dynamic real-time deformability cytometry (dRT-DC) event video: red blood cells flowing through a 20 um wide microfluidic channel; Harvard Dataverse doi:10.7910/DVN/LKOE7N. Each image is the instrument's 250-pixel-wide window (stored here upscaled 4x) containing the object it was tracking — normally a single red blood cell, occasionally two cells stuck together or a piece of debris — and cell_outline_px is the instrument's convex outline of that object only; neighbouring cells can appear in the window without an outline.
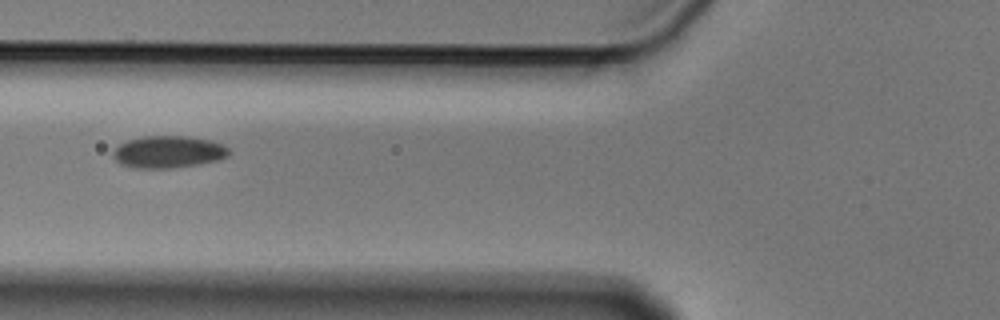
{"species": "Egyptian fruit bat (a non-hibernating species)", "species_latin": "Rousettus aegyptiacus", "temperature_condition": "cold", "stored_images_in_passage": 4, "camera_frame_rate_fps": 3000, "um_per_image_px": 0.085, "animal": {"sex": "male"}, "frame": {"image": 1, "passage_image": 2, "time_ms": 0.333, "image_size_px": [1000, 320], "cell_outline_px": [[232, 152], [228, 156], [216, 160], [200, 164], [172, 168], [128, 168], [120, 164], [112, 156], [112, 152], [120, 144], [128, 140], [144, 136], [184, 136], [212, 140], [224, 144]], "centroid_in_image_um": [14.31, 12.92], "position_along_channel_um": 111.5, "area_um2": 21.91}}
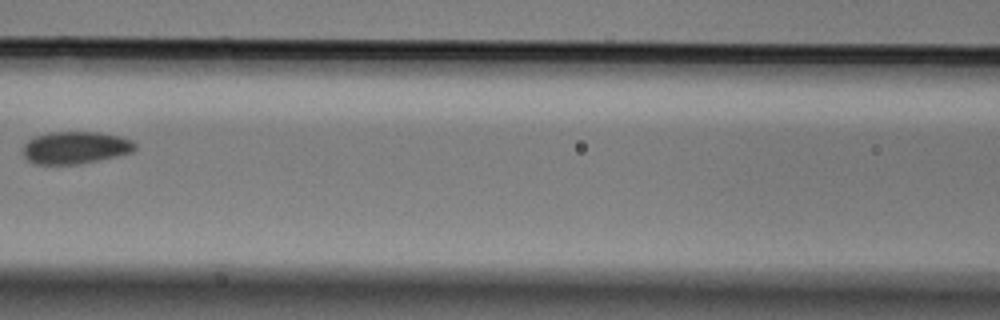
{"frame": {"image": 2, "passage_image": 3, "time_ms": 0.667, "image_size_px": [1000, 320], "cell_outline_px": [[136, 148], [132, 152], [116, 156], [80, 164], [32, 164], [24, 156], [24, 144], [28, 140], [36, 136], [48, 132], [100, 132], [120, 136], [132, 140], [136, 144]], "centroid_in_image_um": [6.41, 12.54], "position_along_channel_um": 160.2, "area_um2": 21.15}}
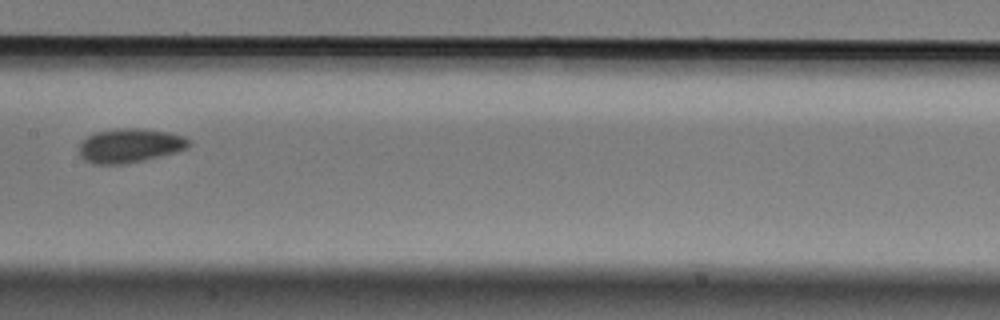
{"frame": {"image": 3, "passage_image": 4, "time_ms": 1.0, "image_size_px": [1000, 320], "cell_outline_px": [[192, 144], [188, 148], [176, 152], [128, 164], [92, 164], [84, 160], [80, 156], [80, 144], [88, 136], [96, 132], [120, 128], [144, 128], [172, 132], [184, 136]], "centroid_in_image_um": [11.08, 12.37], "position_along_channel_um": 196.3, "area_um2": 22.02}}